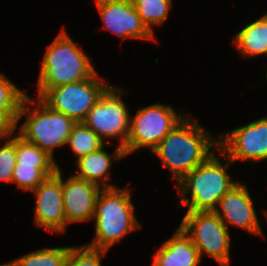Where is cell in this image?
Returning <instances> with one entry per match:
<instances>
[{
  "instance_id": "obj_8",
  "label": "cell",
  "mask_w": 267,
  "mask_h": 266,
  "mask_svg": "<svg viewBox=\"0 0 267 266\" xmlns=\"http://www.w3.org/2000/svg\"><path fill=\"white\" fill-rule=\"evenodd\" d=\"M97 72L86 80L49 89L40 99L52 110L76 123L83 122L99 98L110 87Z\"/></svg>"
},
{
  "instance_id": "obj_27",
  "label": "cell",
  "mask_w": 267,
  "mask_h": 266,
  "mask_svg": "<svg viewBox=\"0 0 267 266\" xmlns=\"http://www.w3.org/2000/svg\"><path fill=\"white\" fill-rule=\"evenodd\" d=\"M0 266H21V265L19 264V262L16 259H14V260L9 261L8 263H5L3 265L1 264Z\"/></svg>"
},
{
  "instance_id": "obj_21",
  "label": "cell",
  "mask_w": 267,
  "mask_h": 266,
  "mask_svg": "<svg viewBox=\"0 0 267 266\" xmlns=\"http://www.w3.org/2000/svg\"><path fill=\"white\" fill-rule=\"evenodd\" d=\"M16 164L27 167H59L55 159L33 143L16 136Z\"/></svg>"
},
{
  "instance_id": "obj_22",
  "label": "cell",
  "mask_w": 267,
  "mask_h": 266,
  "mask_svg": "<svg viewBox=\"0 0 267 266\" xmlns=\"http://www.w3.org/2000/svg\"><path fill=\"white\" fill-rule=\"evenodd\" d=\"M70 246L36 250L23 255L16 260L21 266H65Z\"/></svg>"
},
{
  "instance_id": "obj_12",
  "label": "cell",
  "mask_w": 267,
  "mask_h": 266,
  "mask_svg": "<svg viewBox=\"0 0 267 266\" xmlns=\"http://www.w3.org/2000/svg\"><path fill=\"white\" fill-rule=\"evenodd\" d=\"M103 27L122 39L154 40L131 0H95Z\"/></svg>"
},
{
  "instance_id": "obj_25",
  "label": "cell",
  "mask_w": 267,
  "mask_h": 266,
  "mask_svg": "<svg viewBox=\"0 0 267 266\" xmlns=\"http://www.w3.org/2000/svg\"><path fill=\"white\" fill-rule=\"evenodd\" d=\"M0 147V181L12 183L13 169L16 165V136L2 140Z\"/></svg>"
},
{
  "instance_id": "obj_13",
  "label": "cell",
  "mask_w": 267,
  "mask_h": 266,
  "mask_svg": "<svg viewBox=\"0 0 267 266\" xmlns=\"http://www.w3.org/2000/svg\"><path fill=\"white\" fill-rule=\"evenodd\" d=\"M214 212L228 227L229 224L251 233L262 235L253 200L246 184L238 182L218 202Z\"/></svg>"
},
{
  "instance_id": "obj_15",
  "label": "cell",
  "mask_w": 267,
  "mask_h": 266,
  "mask_svg": "<svg viewBox=\"0 0 267 266\" xmlns=\"http://www.w3.org/2000/svg\"><path fill=\"white\" fill-rule=\"evenodd\" d=\"M201 260L191 238L178 226L175 234L157 249L152 266H198Z\"/></svg>"
},
{
  "instance_id": "obj_4",
  "label": "cell",
  "mask_w": 267,
  "mask_h": 266,
  "mask_svg": "<svg viewBox=\"0 0 267 266\" xmlns=\"http://www.w3.org/2000/svg\"><path fill=\"white\" fill-rule=\"evenodd\" d=\"M128 188H104L95 207V238L88 246L108 251L132 231L141 228Z\"/></svg>"
},
{
  "instance_id": "obj_20",
  "label": "cell",
  "mask_w": 267,
  "mask_h": 266,
  "mask_svg": "<svg viewBox=\"0 0 267 266\" xmlns=\"http://www.w3.org/2000/svg\"><path fill=\"white\" fill-rule=\"evenodd\" d=\"M142 22L154 33L153 26L162 25L171 10L172 0H131Z\"/></svg>"
},
{
  "instance_id": "obj_18",
  "label": "cell",
  "mask_w": 267,
  "mask_h": 266,
  "mask_svg": "<svg viewBox=\"0 0 267 266\" xmlns=\"http://www.w3.org/2000/svg\"><path fill=\"white\" fill-rule=\"evenodd\" d=\"M106 143L83 122L76 123L68 137L66 145L77 155V160L94 152Z\"/></svg>"
},
{
  "instance_id": "obj_17",
  "label": "cell",
  "mask_w": 267,
  "mask_h": 266,
  "mask_svg": "<svg viewBox=\"0 0 267 266\" xmlns=\"http://www.w3.org/2000/svg\"><path fill=\"white\" fill-rule=\"evenodd\" d=\"M234 45L243 57L267 54V14L248 23L233 39Z\"/></svg>"
},
{
  "instance_id": "obj_23",
  "label": "cell",
  "mask_w": 267,
  "mask_h": 266,
  "mask_svg": "<svg viewBox=\"0 0 267 266\" xmlns=\"http://www.w3.org/2000/svg\"><path fill=\"white\" fill-rule=\"evenodd\" d=\"M57 169L58 167H27L16 164L13 169L12 183L17 184L19 189L32 192Z\"/></svg>"
},
{
  "instance_id": "obj_24",
  "label": "cell",
  "mask_w": 267,
  "mask_h": 266,
  "mask_svg": "<svg viewBox=\"0 0 267 266\" xmlns=\"http://www.w3.org/2000/svg\"><path fill=\"white\" fill-rule=\"evenodd\" d=\"M107 252L88 245L70 246L65 266H102L101 259Z\"/></svg>"
},
{
  "instance_id": "obj_6",
  "label": "cell",
  "mask_w": 267,
  "mask_h": 266,
  "mask_svg": "<svg viewBox=\"0 0 267 266\" xmlns=\"http://www.w3.org/2000/svg\"><path fill=\"white\" fill-rule=\"evenodd\" d=\"M186 115L177 114L170 105L160 103L138 109L130 119L129 135L123 148L125 156L144 147L152 152Z\"/></svg>"
},
{
  "instance_id": "obj_26",
  "label": "cell",
  "mask_w": 267,
  "mask_h": 266,
  "mask_svg": "<svg viewBox=\"0 0 267 266\" xmlns=\"http://www.w3.org/2000/svg\"><path fill=\"white\" fill-rule=\"evenodd\" d=\"M15 131V124L5 114L0 113V140L11 137Z\"/></svg>"
},
{
  "instance_id": "obj_7",
  "label": "cell",
  "mask_w": 267,
  "mask_h": 266,
  "mask_svg": "<svg viewBox=\"0 0 267 266\" xmlns=\"http://www.w3.org/2000/svg\"><path fill=\"white\" fill-rule=\"evenodd\" d=\"M179 226L191 238L201 259L206 253L220 266L230 265L229 230L214 211L186 212Z\"/></svg>"
},
{
  "instance_id": "obj_9",
  "label": "cell",
  "mask_w": 267,
  "mask_h": 266,
  "mask_svg": "<svg viewBox=\"0 0 267 266\" xmlns=\"http://www.w3.org/2000/svg\"><path fill=\"white\" fill-rule=\"evenodd\" d=\"M124 91L112 85L95 103L89 111L85 125L90 127L106 144L107 138H118L119 147H125L128 135L131 115L125 103L121 100Z\"/></svg>"
},
{
  "instance_id": "obj_1",
  "label": "cell",
  "mask_w": 267,
  "mask_h": 266,
  "mask_svg": "<svg viewBox=\"0 0 267 266\" xmlns=\"http://www.w3.org/2000/svg\"><path fill=\"white\" fill-rule=\"evenodd\" d=\"M195 120L187 115L152 151L169 169L176 183L219 148V139Z\"/></svg>"
},
{
  "instance_id": "obj_19",
  "label": "cell",
  "mask_w": 267,
  "mask_h": 266,
  "mask_svg": "<svg viewBox=\"0 0 267 266\" xmlns=\"http://www.w3.org/2000/svg\"><path fill=\"white\" fill-rule=\"evenodd\" d=\"M26 96V92L0 73V113L5 114L15 125Z\"/></svg>"
},
{
  "instance_id": "obj_5",
  "label": "cell",
  "mask_w": 267,
  "mask_h": 266,
  "mask_svg": "<svg viewBox=\"0 0 267 266\" xmlns=\"http://www.w3.org/2000/svg\"><path fill=\"white\" fill-rule=\"evenodd\" d=\"M34 99L28 95L25 97L15 127L26 114L27 120L19 127V136L54 159V149L66 145L76 122L65 114L52 110L40 98ZM36 103L35 109H32Z\"/></svg>"
},
{
  "instance_id": "obj_14",
  "label": "cell",
  "mask_w": 267,
  "mask_h": 266,
  "mask_svg": "<svg viewBox=\"0 0 267 266\" xmlns=\"http://www.w3.org/2000/svg\"><path fill=\"white\" fill-rule=\"evenodd\" d=\"M102 188L97 184L71 175L66 181L62 177L63 207L66 223L93 220L98 195Z\"/></svg>"
},
{
  "instance_id": "obj_16",
  "label": "cell",
  "mask_w": 267,
  "mask_h": 266,
  "mask_svg": "<svg viewBox=\"0 0 267 266\" xmlns=\"http://www.w3.org/2000/svg\"><path fill=\"white\" fill-rule=\"evenodd\" d=\"M108 144L76 160L78 173H74L73 176L97 184L102 189L117 187L114 184L108 183L110 180L111 165L113 161L115 162L125 157V154L123 149L117 146L113 154L109 155L104 149Z\"/></svg>"
},
{
  "instance_id": "obj_11",
  "label": "cell",
  "mask_w": 267,
  "mask_h": 266,
  "mask_svg": "<svg viewBox=\"0 0 267 266\" xmlns=\"http://www.w3.org/2000/svg\"><path fill=\"white\" fill-rule=\"evenodd\" d=\"M63 171H57L47 177L35 190L36 207L34 221L37 227L54 233L66 232V219L62 192Z\"/></svg>"
},
{
  "instance_id": "obj_2",
  "label": "cell",
  "mask_w": 267,
  "mask_h": 266,
  "mask_svg": "<svg viewBox=\"0 0 267 266\" xmlns=\"http://www.w3.org/2000/svg\"><path fill=\"white\" fill-rule=\"evenodd\" d=\"M218 150L219 155L228 160L224 166L214 152L178 182L179 199L188 207L187 212L214 211L219 200L238 183L226 172L233 162L219 148ZM189 193L190 199L187 197Z\"/></svg>"
},
{
  "instance_id": "obj_3",
  "label": "cell",
  "mask_w": 267,
  "mask_h": 266,
  "mask_svg": "<svg viewBox=\"0 0 267 266\" xmlns=\"http://www.w3.org/2000/svg\"><path fill=\"white\" fill-rule=\"evenodd\" d=\"M62 29L47 47L38 78V97L49 89L91 78L96 70L89 56Z\"/></svg>"
},
{
  "instance_id": "obj_10",
  "label": "cell",
  "mask_w": 267,
  "mask_h": 266,
  "mask_svg": "<svg viewBox=\"0 0 267 266\" xmlns=\"http://www.w3.org/2000/svg\"><path fill=\"white\" fill-rule=\"evenodd\" d=\"M219 149L234 163L267 160V116L218 137Z\"/></svg>"
}]
</instances>
